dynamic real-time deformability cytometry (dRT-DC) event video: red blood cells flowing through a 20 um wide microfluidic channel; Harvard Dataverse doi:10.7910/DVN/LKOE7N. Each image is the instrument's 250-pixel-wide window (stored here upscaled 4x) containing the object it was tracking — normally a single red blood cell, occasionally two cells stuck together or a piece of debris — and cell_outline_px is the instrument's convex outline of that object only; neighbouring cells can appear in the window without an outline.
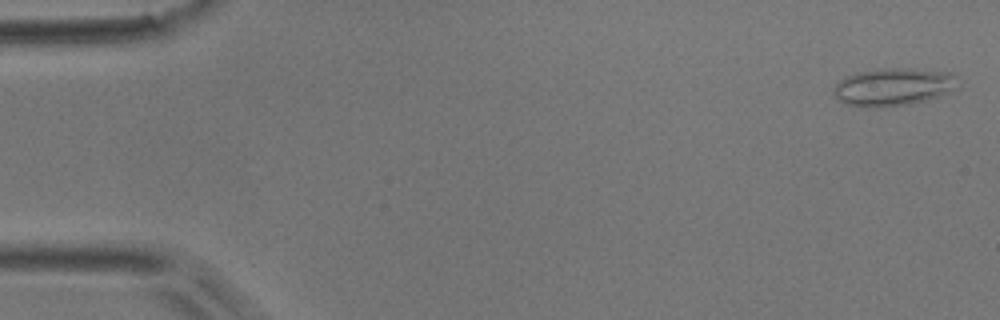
{"species": "common noctule bat (a hibernating species)", "species_latin": "Nyctalus noctula", "temperature_condition": "room temperature", "stored_images_in_passage": 51, "camera_frame_rate_fps": 3000, "um_per_image_px": 0.085, "animal": {"sex": "male", "body_mass_g": 17.9}, "frame": {"image": 1, "passage_image": 2, "time_ms": 0.333, "image_size_px": [1000, 320], "cell_outline_px": [[952, 72], [948, 88], [936, 96], [924, 100], [908, 104], [872, 108], [868, 108], [848, 104], [840, 100], [836, 96], [836, 84], [844, 76], [860, 72], [884, 68], [908, 68]], "centroid_in_image_um": [75.77, 7.38], "position_along_channel_um": 9.2, "area_um2": 25.95}}
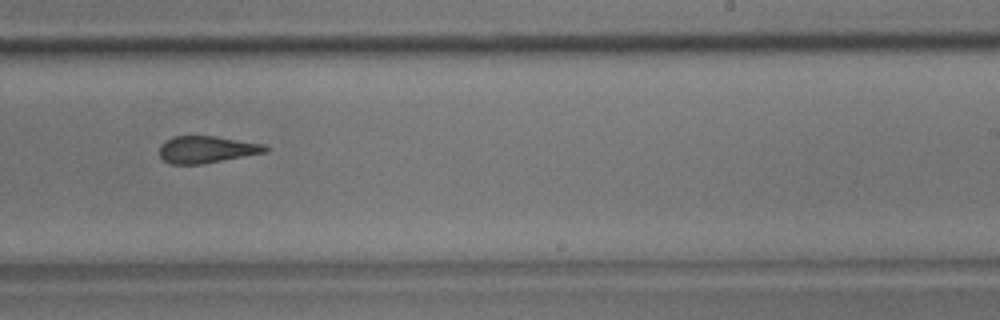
{"frame": {"image": 2, "passage_image": 32, "time_ms": 10.333, "image_size_px": [1000, 320], "cell_outline_px": [[268, 152], [200, 164], [172, 164], [164, 160], [160, 156], [160, 144], [164, 140], [172, 136], [216, 136], [264, 144], [268, 148]], "centroid_in_image_um": [17.55, 12.69], "position_along_channel_um": 271.5, "area_um2": 16.65}}
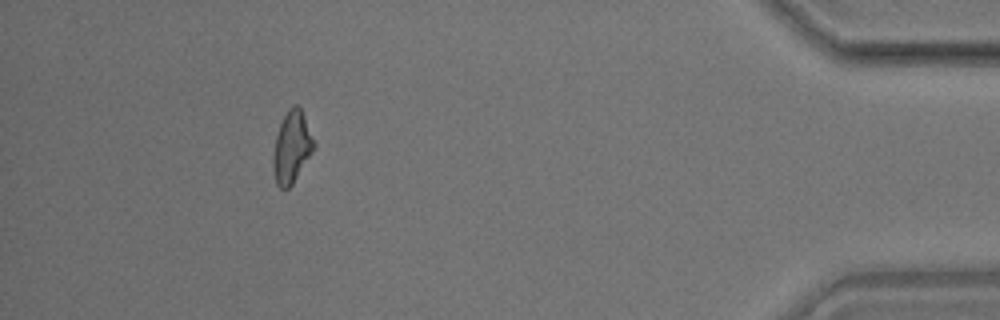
{"frame": {"image": 3, "passage_image": 47, "time_ms": 15.333, "image_size_px": [1000, 320], "cell_outline_px": [[316, 148], [292, 184], [288, 188], [280, 188], [276, 184], [272, 168], [272, 160], [276, 136], [280, 124], [288, 108], [292, 104], [296, 104], [300, 108], [304, 116], [316, 144]], "centroid_in_image_um": [24.8, 12.51], "position_along_channel_um": 410.4, "area_um2": 17.11}, "authors_computed_cell_mechanics": {"area_um2": 17.7446, "velocity_mm_per_s": 3.9109, "shape_relaxation_time_tau1_ms": 11.1981, "shape_relaxation_time_tau2_ms": 2.1538, "deformation_change_tau1": 0.216, "deformation_change_tau2": 0.1018}}